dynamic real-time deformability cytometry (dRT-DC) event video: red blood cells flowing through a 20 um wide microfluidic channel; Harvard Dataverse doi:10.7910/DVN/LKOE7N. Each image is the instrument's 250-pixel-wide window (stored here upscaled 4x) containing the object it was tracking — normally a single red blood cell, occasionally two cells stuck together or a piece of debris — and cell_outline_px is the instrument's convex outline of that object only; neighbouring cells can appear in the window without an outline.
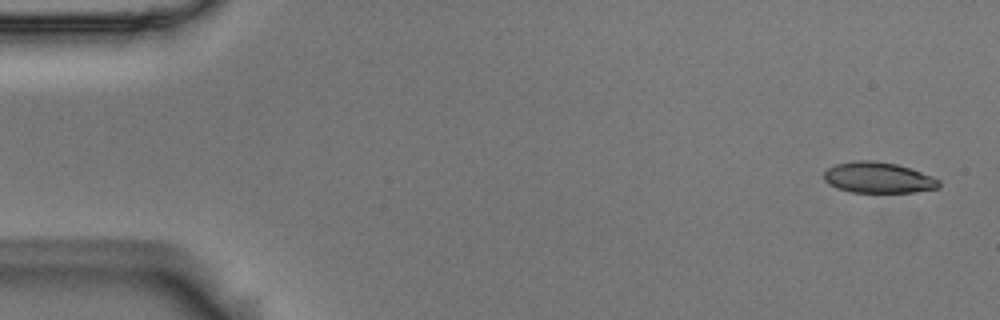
{"species": "Egyptian fruit bat (a non-hibernating species)", "species_latin": "Rousettus aegyptiacus", "temperature_condition": "room temperature", "stored_images_in_passage": 5, "camera_frame_rate_fps": 3000, "um_per_image_px": 0.085, "animal": {"sex": "male"}, "frame": {"image": 1, "passage_image": 1, "time_ms": 0.0, "image_size_px": [1000, 320], "cell_outline_px": [[940, 188], [916, 192], [852, 192], [836, 188], [824, 180], [824, 172], [828, 168], [836, 164], [856, 160], [876, 160], [896, 164], [932, 176], [940, 180]], "centroid_in_image_um": [74.65, 15.1], "position_along_channel_um": 10.3, "area_um2": 20.69}}
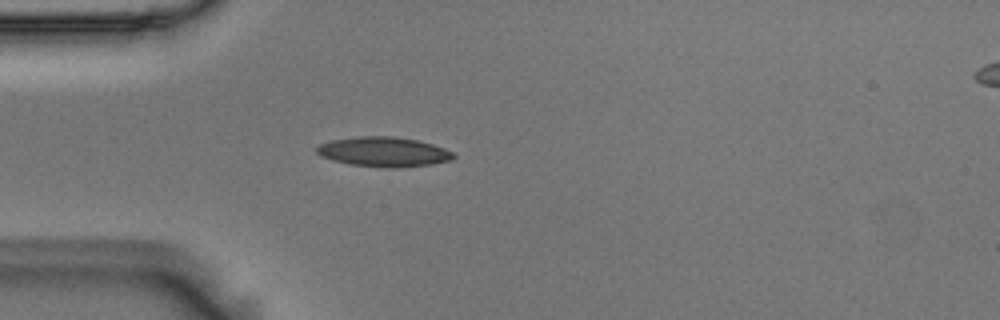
{"frame": {"image": 2, "passage_image": 5, "time_ms": 1.333, "image_size_px": [1000, 320], "cell_outline_px": [[456, 156], [452, 160], [432, 164], [396, 168], [388, 168], [352, 164], [332, 160], [320, 156], [316, 152], [316, 148], [320, 144], [332, 140], [356, 136], [392, 136], [416, 140], [432, 144], [444, 148], [452, 152]], "centroid_in_image_um": [32.61, 12.9], "position_along_channel_um": 52.4, "area_um2": 23.64}}